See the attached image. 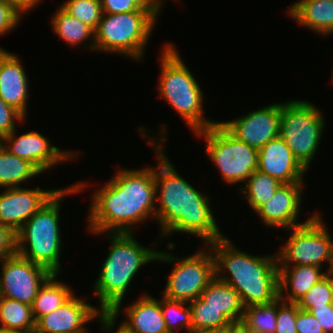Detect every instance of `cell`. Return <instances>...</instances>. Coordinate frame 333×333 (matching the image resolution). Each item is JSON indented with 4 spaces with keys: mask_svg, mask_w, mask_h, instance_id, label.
<instances>
[{
    "mask_svg": "<svg viewBox=\"0 0 333 333\" xmlns=\"http://www.w3.org/2000/svg\"><path fill=\"white\" fill-rule=\"evenodd\" d=\"M191 310L192 332L219 330L233 325L219 310L207 305L201 298L188 302Z\"/></svg>",
    "mask_w": 333,
    "mask_h": 333,
    "instance_id": "cell-30",
    "label": "cell"
},
{
    "mask_svg": "<svg viewBox=\"0 0 333 333\" xmlns=\"http://www.w3.org/2000/svg\"><path fill=\"white\" fill-rule=\"evenodd\" d=\"M158 92L195 133L214 125L203 112V92L173 44L164 45L160 57Z\"/></svg>",
    "mask_w": 333,
    "mask_h": 333,
    "instance_id": "cell-6",
    "label": "cell"
},
{
    "mask_svg": "<svg viewBox=\"0 0 333 333\" xmlns=\"http://www.w3.org/2000/svg\"><path fill=\"white\" fill-rule=\"evenodd\" d=\"M100 320V324L103 325L102 328L106 331V333H112L113 327L116 322V315L112 310H100L96 316ZM113 333H133L124 323L121 321L120 326L113 331Z\"/></svg>",
    "mask_w": 333,
    "mask_h": 333,
    "instance_id": "cell-40",
    "label": "cell"
},
{
    "mask_svg": "<svg viewBox=\"0 0 333 333\" xmlns=\"http://www.w3.org/2000/svg\"><path fill=\"white\" fill-rule=\"evenodd\" d=\"M51 25L54 33L69 45H80L90 39L89 47L95 50V31L68 14L61 6L52 16Z\"/></svg>",
    "mask_w": 333,
    "mask_h": 333,
    "instance_id": "cell-26",
    "label": "cell"
},
{
    "mask_svg": "<svg viewBox=\"0 0 333 333\" xmlns=\"http://www.w3.org/2000/svg\"><path fill=\"white\" fill-rule=\"evenodd\" d=\"M201 298L208 306L219 310L233 325H240L245 307L232 286L215 277L202 292Z\"/></svg>",
    "mask_w": 333,
    "mask_h": 333,
    "instance_id": "cell-23",
    "label": "cell"
},
{
    "mask_svg": "<svg viewBox=\"0 0 333 333\" xmlns=\"http://www.w3.org/2000/svg\"><path fill=\"white\" fill-rule=\"evenodd\" d=\"M206 246L214 256L215 277L238 292L245 308L268 304L279 298L277 254L249 255L236 249L226 236ZM222 271L229 275L225 276Z\"/></svg>",
    "mask_w": 333,
    "mask_h": 333,
    "instance_id": "cell-3",
    "label": "cell"
},
{
    "mask_svg": "<svg viewBox=\"0 0 333 333\" xmlns=\"http://www.w3.org/2000/svg\"><path fill=\"white\" fill-rule=\"evenodd\" d=\"M302 185L303 182L282 183L273 197L255 211L263 224L288 231L308 222L315 214L302 223L298 221L303 197Z\"/></svg>",
    "mask_w": 333,
    "mask_h": 333,
    "instance_id": "cell-15",
    "label": "cell"
},
{
    "mask_svg": "<svg viewBox=\"0 0 333 333\" xmlns=\"http://www.w3.org/2000/svg\"><path fill=\"white\" fill-rule=\"evenodd\" d=\"M207 248V250L205 249ZM188 257L158 251L156 261L175 262L165 285L163 296L170 300L190 302L201 297L215 278V261L207 246Z\"/></svg>",
    "mask_w": 333,
    "mask_h": 333,
    "instance_id": "cell-10",
    "label": "cell"
},
{
    "mask_svg": "<svg viewBox=\"0 0 333 333\" xmlns=\"http://www.w3.org/2000/svg\"><path fill=\"white\" fill-rule=\"evenodd\" d=\"M0 143L13 155L28 160L41 172L56 164L77 156L74 152L51 146L50 140L37 131L16 136V129L0 140Z\"/></svg>",
    "mask_w": 333,
    "mask_h": 333,
    "instance_id": "cell-14",
    "label": "cell"
},
{
    "mask_svg": "<svg viewBox=\"0 0 333 333\" xmlns=\"http://www.w3.org/2000/svg\"><path fill=\"white\" fill-rule=\"evenodd\" d=\"M24 14L14 3L0 1V35L11 32Z\"/></svg>",
    "mask_w": 333,
    "mask_h": 333,
    "instance_id": "cell-36",
    "label": "cell"
},
{
    "mask_svg": "<svg viewBox=\"0 0 333 333\" xmlns=\"http://www.w3.org/2000/svg\"><path fill=\"white\" fill-rule=\"evenodd\" d=\"M123 323L133 333H169L161 310V300L144 295L125 309Z\"/></svg>",
    "mask_w": 333,
    "mask_h": 333,
    "instance_id": "cell-21",
    "label": "cell"
},
{
    "mask_svg": "<svg viewBox=\"0 0 333 333\" xmlns=\"http://www.w3.org/2000/svg\"><path fill=\"white\" fill-rule=\"evenodd\" d=\"M163 127L158 135L162 137L155 138L159 141L148 138L151 148L157 153L158 167L154 168V179L156 202H159L156 220L160 224L161 235L166 237L175 232L192 234L205 240L206 245L225 237L219 230L208 196L181 177L165 155L162 143L166 140L167 129L165 125Z\"/></svg>",
    "mask_w": 333,
    "mask_h": 333,
    "instance_id": "cell-1",
    "label": "cell"
},
{
    "mask_svg": "<svg viewBox=\"0 0 333 333\" xmlns=\"http://www.w3.org/2000/svg\"><path fill=\"white\" fill-rule=\"evenodd\" d=\"M41 173L30 161L13 155L0 143V187H21V183Z\"/></svg>",
    "mask_w": 333,
    "mask_h": 333,
    "instance_id": "cell-25",
    "label": "cell"
},
{
    "mask_svg": "<svg viewBox=\"0 0 333 333\" xmlns=\"http://www.w3.org/2000/svg\"><path fill=\"white\" fill-rule=\"evenodd\" d=\"M87 183H75L60 188L37 212L15 233L16 253L33 263L41 265L51 273H60L62 237L59 228L61 201L70 193H78Z\"/></svg>",
    "mask_w": 333,
    "mask_h": 333,
    "instance_id": "cell-5",
    "label": "cell"
},
{
    "mask_svg": "<svg viewBox=\"0 0 333 333\" xmlns=\"http://www.w3.org/2000/svg\"><path fill=\"white\" fill-rule=\"evenodd\" d=\"M20 58L0 47V97L25 119L28 104V78Z\"/></svg>",
    "mask_w": 333,
    "mask_h": 333,
    "instance_id": "cell-19",
    "label": "cell"
},
{
    "mask_svg": "<svg viewBox=\"0 0 333 333\" xmlns=\"http://www.w3.org/2000/svg\"><path fill=\"white\" fill-rule=\"evenodd\" d=\"M16 253L15 233L0 223V261Z\"/></svg>",
    "mask_w": 333,
    "mask_h": 333,
    "instance_id": "cell-39",
    "label": "cell"
},
{
    "mask_svg": "<svg viewBox=\"0 0 333 333\" xmlns=\"http://www.w3.org/2000/svg\"><path fill=\"white\" fill-rule=\"evenodd\" d=\"M333 296V272H329L296 303L299 309L310 311L313 307L331 305Z\"/></svg>",
    "mask_w": 333,
    "mask_h": 333,
    "instance_id": "cell-33",
    "label": "cell"
},
{
    "mask_svg": "<svg viewBox=\"0 0 333 333\" xmlns=\"http://www.w3.org/2000/svg\"><path fill=\"white\" fill-rule=\"evenodd\" d=\"M289 16L321 35L333 34V0H301L292 4Z\"/></svg>",
    "mask_w": 333,
    "mask_h": 333,
    "instance_id": "cell-22",
    "label": "cell"
},
{
    "mask_svg": "<svg viewBox=\"0 0 333 333\" xmlns=\"http://www.w3.org/2000/svg\"><path fill=\"white\" fill-rule=\"evenodd\" d=\"M61 7L96 31L102 17L101 0H68Z\"/></svg>",
    "mask_w": 333,
    "mask_h": 333,
    "instance_id": "cell-32",
    "label": "cell"
},
{
    "mask_svg": "<svg viewBox=\"0 0 333 333\" xmlns=\"http://www.w3.org/2000/svg\"><path fill=\"white\" fill-rule=\"evenodd\" d=\"M91 200L87 219L91 233H132L133 226L156 219L154 168L117 170Z\"/></svg>",
    "mask_w": 333,
    "mask_h": 333,
    "instance_id": "cell-2",
    "label": "cell"
},
{
    "mask_svg": "<svg viewBox=\"0 0 333 333\" xmlns=\"http://www.w3.org/2000/svg\"><path fill=\"white\" fill-rule=\"evenodd\" d=\"M257 170L281 183L303 182L304 173L308 171L280 136L258 150Z\"/></svg>",
    "mask_w": 333,
    "mask_h": 333,
    "instance_id": "cell-18",
    "label": "cell"
},
{
    "mask_svg": "<svg viewBox=\"0 0 333 333\" xmlns=\"http://www.w3.org/2000/svg\"><path fill=\"white\" fill-rule=\"evenodd\" d=\"M309 313L318 320L324 333H333V310L331 305L313 307Z\"/></svg>",
    "mask_w": 333,
    "mask_h": 333,
    "instance_id": "cell-41",
    "label": "cell"
},
{
    "mask_svg": "<svg viewBox=\"0 0 333 333\" xmlns=\"http://www.w3.org/2000/svg\"><path fill=\"white\" fill-rule=\"evenodd\" d=\"M42 0H10L14 3L23 13L30 12L38 3H41Z\"/></svg>",
    "mask_w": 333,
    "mask_h": 333,
    "instance_id": "cell-42",
    "label": "cell"
},
{
    "mask_svg": "<svg viewBox=\"0 0 333 333\" xmlns=\"http://www.w3.org/2000/svg\"><path fill=\"white\" fill-rule=\"evenodd\" d=\"M58 274L52 273L39 288L32 305V315L35 322L62 306L73 295L68 285L56 280Z\"/></svg>",
    "mask_w": 333,
    "mask_h": 333,
    "instance_id": "cell-24",
    "label": "cell"
},
{
    "mask_svg": "<svg viewBox=\"0 0 333 333\" xmlns=\"http://www.w3.org/2000/svg\"><path fill=\"white\" fill-rule=\"evenodd\" d=\"M281 103L250 111L232 121L220 122L233 136L259 150L279 137Z\"/></svg>",
    "mask_w": 333,
    "mask_h": 333,
    "instance_id": "cell-13",
    "label": "cell"
},
{
    "mask_svg": "<svg viewBox=\"0 0 333 333\" xmlns=\"http://www.w3.org/2000/svg\"><path fill=\"white\" fill-rule=\"evenodd\" d=\"M237 330V327H227L224 329L219 330H203L198 332H192V333H234Z\"/></svg>",
    "mask_w": 333,
    "mask_h": 333,
    "instance_id": "cell-43",
    "label": "cell"
},
{
    "mask_svg": "<svg viewBox=\"0 0 333 333\" xmlns=\"http://www.w3.org/2000/svg\"><path fill=\"white\" fill-rule=\"evenodd\" d=\"M240 189L249 205L256 211L261 205L270 200L282 184L278 179L256 170Z\"/></svg>",
    "mask_w": 333,
    "mask_h": 333,
    "instance_id": "cell-29",
    "label": "cell"
},
{
    "mask_svg": "<svg viewBox=\"0 0 333 333\" xmlns=\"http://www.w3.org/2000/svg\"><path fill=\"white\" fill-rule=\"evenodd\" d=\"M331 307H332V310H333V296H332V300H331Z\"/></svg>",
    "mask_w": 333,
    "mask_h": 333,
    "instance_id": "cell-47",
    "label": "cell"
},
{
    "mask_svg": "<svg viewBox=\"0 0 333 333\" xmlns=\"http://www.w3.org/2000/svg\"><path fill=\"white\" fill-rule=\"evenodd\" d=\"M58 190L6 188L0 194V223L16 233Z\"/></svg>",
    "mask_w": 333,
    "mask_h": 333,
    "instance_id": "cell-16",
    "label": "cell"
},
{
    "mask_svg": "<svg viewBox=\"0 0 333 333\" xmlns=\"http://www.w3.org/2000/svg\"><path fill=\"white\" fill-rule=\"evenodd\" d=\"M297 333H324L318 320L308 311L299 309L296 317Z\"/></svg>",
    "mask_w": 333,
    "mask_h": 333,
    "instance_id": "cell-38",
    "label": "cell"
},
{
    "mask_svg": "<svg viewBox=\"0 0 333 333\" xmlns=\"http://www.w3.org/2000/svg\"><path fill=\"white\" fill-rule=\"evenodd\" d=\"M161 310L169 333H178L182 328L185 333H192L191 310L188 302L170 300L162 296Z\"/></svg>",
    "mask_w": 333,
    "mask_h": 333,
    "instance_id": "cell-31",
    "label": "cell"
},
{
    "mask_svg": "<svg viewBox=\"0 0 333 333\" xmlns=\"http://www.w3.org/2000/svg\"><path fill=\"white\" fill-rule=\"evenodd\" d=\"M299 307L296 303L278 298V312L275 333H297L296 317Z\"/></svg>",
    "mask_w": 333,
    "mask_h": 333,
    "instance_id": "cell-35",
    "label": "cell"
},
{
    "mask_svg": "<svg viewBox=\"0 0 333 333\" xmlns=\"http://www.w3.org/2000/svg\"><path fill=\"white\" fill-rule=\"evenodd\" d=\"M103 14H119L135 11H160L159 0H101Z\"/></svg>",
    "mask_w": 333,
    "mask_h": 333,
    "instance_id": "cell-34",
    "label": "cell"
},
{
    "mask_svg": "<svg viewBox=\"0 0 333 333\" xmlns=\"http://www.w3.org/2000/svg\"><path fill=\"white\" fill-rule=\"evenodd\" d=\"M2 333H32V331H26V330H2Z\"/></svg>",
    "mask_w": 333,
    "mask_h": 333,
    "instance_id": "cell-44",
    "label": "cell"
},
{
    "mask_svg": "<svg viewBox=\"0 0 333 333\" xmlns=\"http://www.w3.org/2000/svg\"><path fill=\"white\" fill-rule=\"evenodd\" d=\"M1 263L0 296L31 306L39 288L52 273L17 253Z\"/></svg>",
    "mask_w": 333,
    "mask_h": 333,
    "instance_id": "cell-12",
    "label": "cell"
},
{
    "mask_svg": "<svg viewBox=\"0 0 333 333\" xmlns=\"http://www.w3.org/2000/svg\"><path fill=\"white\" fill-rule=\"evenodd\" d=\"M321 269L317 266L278 265L279 297L297 303L315 283L328 274V271L323 272Z\"/></svg>",
    "mask_w": 333,
    "mask_h": 333,
    "instance_id": "cell-20",
    "label": "cell"
},
{
    "mask_svg": "<svg viewBox=\"0 0 333 333\" xmlns=\"http://www.w3.org/2000/svg\"><path fill=\"white\" fill-rule=\"evenodd\" d=\"M278 298L271 303L245 308L240 326L251 333H275Z\"/></svg>",
    "mask_w": 333,
    "mask_h": 333,
    "instance_id": "cell-28",
    "label": "cell"
},
{
    "mask_svg": "<svg viewBox=\"0 0 333 333\" xmlns=\"http://www.w3.org/2000/svg\"><path fill=\"white\" fill-rule=\"evenodd\" d=\"M110 251L93 290L98 296L100 310H112L119 315L122 300L140 267L156 261L157 250L141 246L133 233H108Z\"/></svg>",
    "mask_w": 333,
    "mask_h": 333,
    "instance_id": "cell-4",
    "label": "cell"
},
{
    "mask_svg": "<svg viewBox=\"0 0 333 333\" xmlns=\"http://www.w3.org/2000/svg\"><path fill=\"white\" fill-rule=\"evenodd\" d=\"M160 11L102 14L95 31V51L141 60Z\"/></svg>",
    "mask_w": 333,
    "mask_h": 333,
    "instance_id": "cell-7",
    "label": "cell"
},
{
    "mask_svg": "<svg viewBox=\"0 0 333 333\" xmlns=\"http://www.w3.org/2000/svg\"><path fill=\"white\" fill-rule=\"evenodd\" d=\"M32 333H44V332H39V331H36L35 329L32 331Z\"/></svg>",
    "mask_w": 333,
    "mask_h": 333,
    "instance_id": "cell-46",
    "label": "cell"
},
{
    "mask_svg": "<svg viewBox=\"0 0 333 333\" xmlns=\"http://www.w3.org/2000/svg\"><path fill=\"white\" fill-rule=\"evenodd\" d=\"M238 333H251V332H248L246 330H244L240 325L237 326V330H236Z\"/></svg>",
    "mask_w": 333,
    "mask_h": 333,
    "instance_id": "cell-45",
    "label": "cell"
},
{
    "mask_svg": "<svg viewBox=\"0 0 333 333\" xmlns=\"http://www.w3.org/2000/svg\"><path fill=\"white\" fill-rule=\"evenodd\" d=\"M15 121L23 122L25 118L0 97V140L16 129Z\"/></svg>",
    "mask_w": 333,
    "mask_h": 333,
    "instance_id": "cell-37",
    "label": "cell"
},
{
    "mask_svg": "<svg viewBox=\"0 0 333 333\" xmlns=\"http://www.w3.org/2000/svg\"><path fill=\"white\" fill-rule=\"evenodd\" d=\"M0 329L33 331L35 320L31 306L0 296Z\"/></svg>",
    "mask_w": 333,
    "mask_h": 333,
    "instance_id": "cell-27",
    "label": "cell"
},
{
    "mask_svg": "<svg viewBox=\"0 0 333 333\" xmlns=\"http://www.w3.org/2000/svg\"><path fill=\"white\" fill-rule=\"evenodd\" d=\"M99 308L73 295L53 312L40 317L35 322V330L44 333H88L85 325L92 321Z\"/></svg>",
    "mask_w": 333,
    "mask_h": 333,
    "instance_id": "cell-17",
    "label": "cell"
},
{
    "mask_svg": "<svg viewBox=\"0 0 333 333\" xmlns=\"http://www.w3.org/2000/svg\"><path fill=\"white\" fill-rule=\"evenodd\" d=\"M316 107L303 100L292 99L281 103L279 136L307 170L319 148L325 128L324 117Z\"/></svg>",
    "mask_w": 333,
    "mask_h": 333,
    "instance_id": "cell-8",
    "label": "cell"
},
{
    "mask_svg": "<svg viewBox=\"0 0 333 333\" xmlns=\"http://www.w3.org/2000/svg\"><path fill=\"white\" fill-rule=\"evenodd\" d=\"M206 141L207 155L229 184L246 182L258 167V150L233 136L220 122L195 132Z\"/></svg>",
    "mask_w": 333,
    "mask_h": 333,
    "instance_id": "cell-9",
    "label": "cell"
},
{
    "mask_svg": "<svg viewBox=\"0 0 333 333\" xmlns=\"http://www.w3.org/2000/svg\"><path fill=\"white\" fill-rule=\"evenodd\" d=\"M319 215L315 213L308 222L292 228L289 239L278 251V265L322 268V264L327 262L328 273L333 272V239Z\"/></svg>",
    "mask_w": 333,
    "mask_h": 333,
    "instance_id": "cell-11",
    "label": "cell"
}]
</instances>
